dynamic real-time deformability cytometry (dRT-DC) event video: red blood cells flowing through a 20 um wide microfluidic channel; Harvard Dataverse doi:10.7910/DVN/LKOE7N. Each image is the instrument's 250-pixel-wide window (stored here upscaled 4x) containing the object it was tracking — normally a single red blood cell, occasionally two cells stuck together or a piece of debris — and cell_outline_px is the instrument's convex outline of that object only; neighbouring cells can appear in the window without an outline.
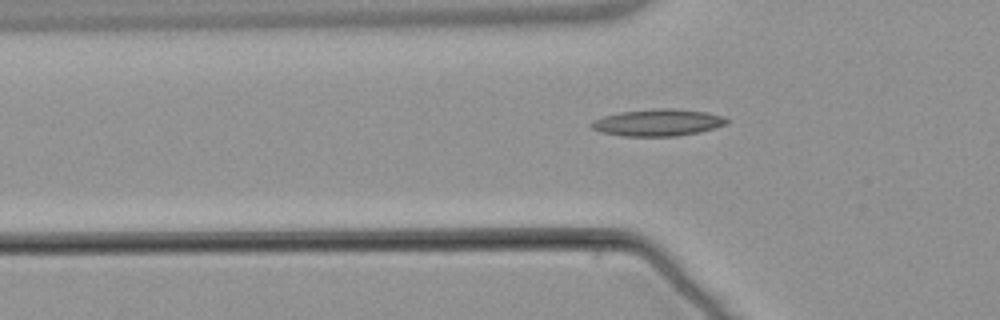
{"species": "common noctule bat (a hibernating species)", "species_latin": "Nyctalus noctula", "temperature_condition": "warm", "stored_images_in_passage": 3, "camera_frame_rate_fps": 3000, "um_per_image_px": 0.085, "animal": {"sex": "male", "body_mass_g": 21.5, "forearm_length_mm": 52.0}, "frame": {"image": 1, "passage_image": 3, "time_ms": 3.0, "image_size_px": [1000, 320], "cell_outline_px": [[728, 120], [724, 124], [712, 128], [696, 132], [676, 136], [624, 136], [604, 132], [592, 128], [588, 124], [592, 120], [604, 116], [620, 112], [656, 108], [676, 108], [704, 112], [724, 116]], "centroid_in_image_um": [55.87, 10.4], "position_along_channel_um": 69.9, "area_um2": 20.92}}